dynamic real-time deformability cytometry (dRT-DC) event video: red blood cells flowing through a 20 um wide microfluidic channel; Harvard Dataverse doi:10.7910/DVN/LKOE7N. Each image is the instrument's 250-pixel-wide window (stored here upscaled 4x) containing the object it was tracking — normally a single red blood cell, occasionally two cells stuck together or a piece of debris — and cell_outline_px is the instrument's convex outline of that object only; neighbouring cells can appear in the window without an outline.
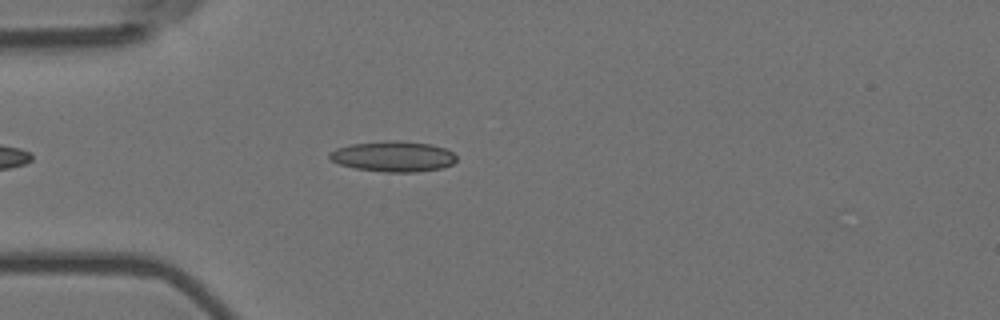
{"species": "Egyptian fruit bat (a non-hibernating species)", "species_latin": "Rousettus aegyptiacus", "temperature_condition": "room temperature", "stored_images_in_passage": 15, "camera_frame_rate_fps": 3000, "um_per_image_px": 0.085, "animal": {"sex": "female"}, "frame": {"image": 1, "passage_image": 7, "time_ms": 2.0, "image_size_px": [1000, 320], "cell_outline_px": [[456, 160], [452, 164], [440, 168], [416, 172], [384, 172], [356, 168], [340, 164], [332, 160], [328, 156], [328, 152], [336, 148], [352, 144], [384, 140], [396, 140], [432, 144], [444, 148], [452, 152], [456, 156]], "centroid_in_image_um": [33.41, 13.28], "position_along_channel_um": 51.6, "area_um2": 22.6}}
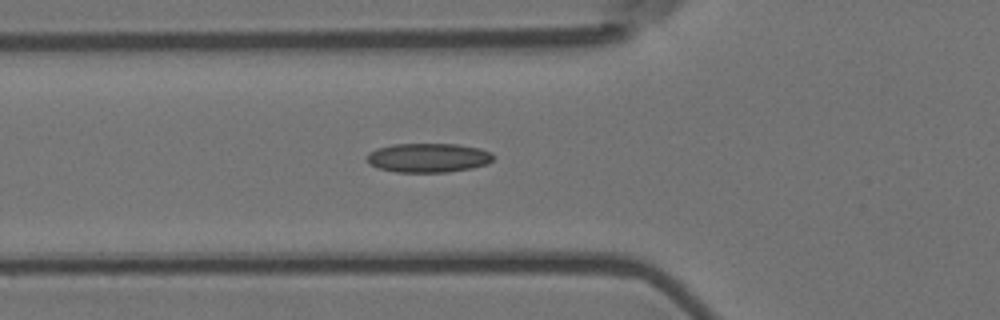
{"frame": {"image": 2, "passage_image": 11, "time_ms": 3.333, "image_size_px": [1000, 320], "cell_outline_px": [[492, 160], [488, 164], [472, 168], [448, 172], [396, 172], [376, 168], [368, 164], [368, 152], [376, 148], [392, 144], [456, 144], [480, 148], [492, 152]], "centroid_in_image_um": [36.38, 13.41], "position_along_channel_um": 89.4, "area_um2": 21.68}}